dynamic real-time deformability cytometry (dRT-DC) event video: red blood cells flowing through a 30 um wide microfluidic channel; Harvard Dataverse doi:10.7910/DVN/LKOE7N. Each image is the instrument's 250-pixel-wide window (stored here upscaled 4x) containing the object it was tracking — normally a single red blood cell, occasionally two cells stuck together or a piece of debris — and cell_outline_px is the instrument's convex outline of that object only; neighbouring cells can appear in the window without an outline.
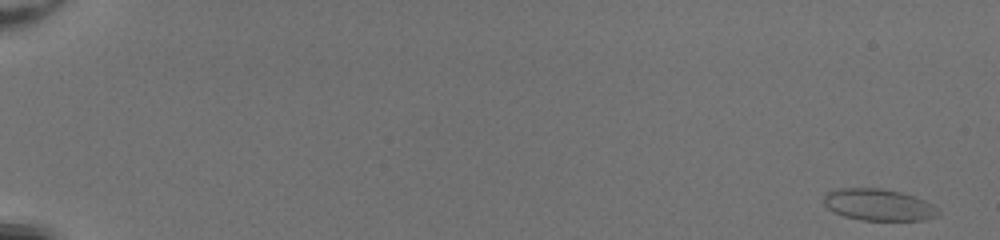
{"species": "common noctule bat (a hibernating species)", "species_latin": "Nyctalus noctula", "temperature_condition": "room temperature", "stored_images_in_passage": 51, "camera_frame_rate_fps": 3000, "um_per_image_px": 0.085, "animal": {"sex": "female", "body_mass_g": 20.0, "forearm_length_mm": 54.0}, "frame": {"image": 1, "passage_image": 1, "time_ms": 0.0, "image_size_px": [1000, 240], "cell_outline_px": [[940, 216], [920, 220], [860, 220], [844, 216], [832, 212], [824, 204], [824, 196], [828, 192], [836, 188], [880, 188], [900, 192], [924, 200], [932, 204], [940, 212]], "centroid_in_image_um": [74.66, 17.41], "position_along_channel_um": 10.3, "area_um2": 21.15}}
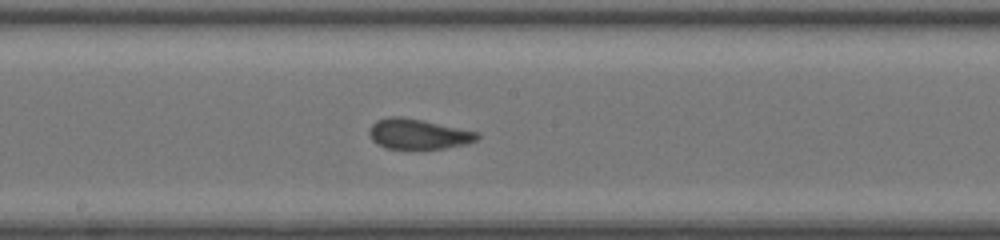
{"frame": {"image": 2, "passage_image": 30, "time_ms": 9.667, "image_size_px": [1000, 240], "cell_outline_px": [[480, 136], [476, 140], [468, 144], [444, 148], [384, 148], [376, 144], [372, 140], [368, 132], [368, 128], [376, 120], [388, 116], [400, 116], [424, 120], [480, 132]], "centroid_in_image_um": [35.54, 11.37], "position_along_channel_um": 212.7, "area_um2": 19.25}}
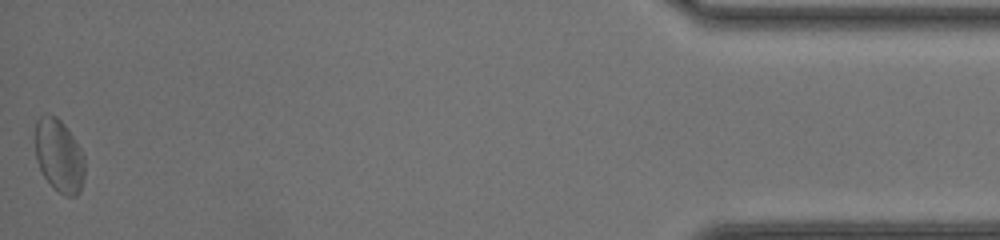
{"frame": {"image": 3, "passage_image": 51, "time_ms": 16.667, "image_size_px": [1000, 240], "cell_outline_px": [[84, 176], [80, 192], [76, 196], [64, 196], [44, 176], [36, 160], [36, 120], [40, 116], [48, 112], [56, 116], [64, 124], [76, 140], [84, 156]], "centroid_in_image_um": [5.03, 13.2], "position_along_channel_um": 430.2, "area_um2": 20.98}, "authors_computed_cell_mechanics": {"area_um2": 19.7098, "velocity_mm_per_s": 4.2067, "shape_relaxation_time_tau1_ms": null, "shape_relaxation_time_tau2_ms": 1.3998, "deformation_change_tau1": null, "deformation_change_tau2": 0.0829}}